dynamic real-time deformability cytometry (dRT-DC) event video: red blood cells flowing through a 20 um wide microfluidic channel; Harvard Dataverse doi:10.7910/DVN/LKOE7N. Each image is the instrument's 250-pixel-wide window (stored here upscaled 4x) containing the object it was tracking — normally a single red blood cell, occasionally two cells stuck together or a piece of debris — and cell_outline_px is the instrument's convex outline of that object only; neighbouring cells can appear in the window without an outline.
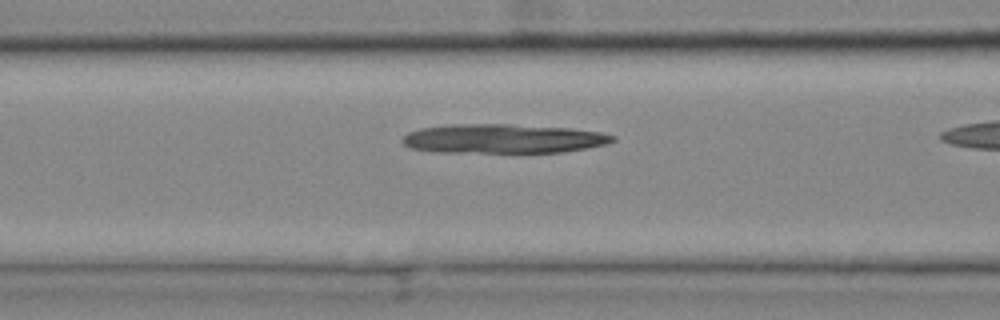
{"species": "common noctule bat (a hibernating species)", "species_latin": "Nyctalus noctula", "temperature_condition": "cold", "stored_images_in_passage": 8, "camera_frame_rate_fps": 3000, "um_per_image_px": 0.085, "animal": {"sex": "female", "body_mass_g": 25.1}, "frame": {"image": 1, "passage_image": 7, "time_ms": 2.0, "image_size_px": [1000, 320], "cell_outline_px": [[616, 140], [604, 144], [588, 148], [560, 152], [436, 152], [412, 148], [404, 144], [400, 140], [408, 132], [420, 128], [444, 124], [508, 124], [572, 128], [600, 132], [616, 136]], "centroid_in_image_um": [42.74, 11.78], "position_along_channel_um": 123.9, "area_um2": 35.89}}